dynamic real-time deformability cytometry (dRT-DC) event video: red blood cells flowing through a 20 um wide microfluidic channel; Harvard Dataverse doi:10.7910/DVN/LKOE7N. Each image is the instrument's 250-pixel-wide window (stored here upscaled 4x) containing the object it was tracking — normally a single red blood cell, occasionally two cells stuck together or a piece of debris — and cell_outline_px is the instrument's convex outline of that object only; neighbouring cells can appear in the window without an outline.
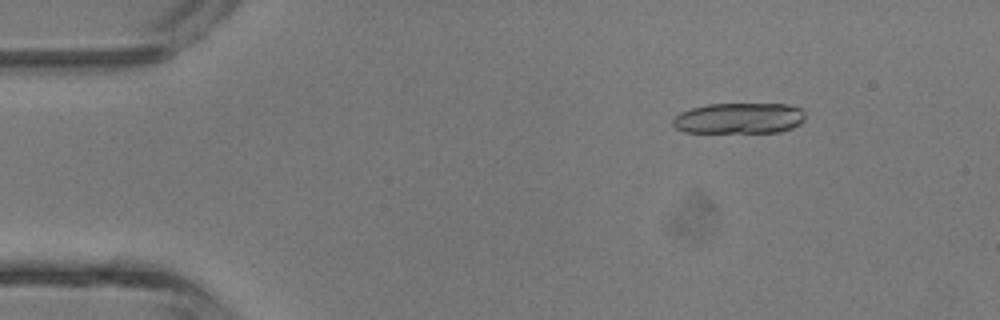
{"species": "common noctule bat (a hibernating species)", "species_latin": "Nyctalus noctula", "temperature_condition": "room temperature", "stored_images_in_passage": 41, "camera_frame_rate_fps": 3000, "um_per_image_px": 0.085, "animal": {"sex": "male", "body_mass_g": 13.3}, "frame": {"image": 1, "passage_image": 3, "time_ms": 0.667, "image_size_px": [1000, 320], "cell_outline_px": [[804, 120], [800, 124], [792, 128], [780, 132], [684, 132], [676, 128], [672, 124], [672, 120], [680, 112], [692, 108], [708, 104], [784, 104], [800, 108], [804, 112]], "centroid_in_image_um": [62.82, 10.05], "position_along_channel_um": 22.2, "area_um2": 23.76}}
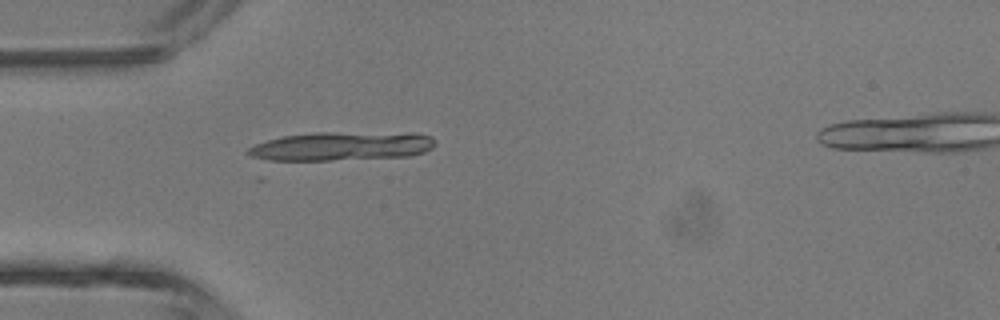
{"frame": {"image": 2, "passage_image": 10, "time_ms": 3.0, "image_size_px": [1000, 320], "cell_outline_px": [[436, 144], [432, 148], [424, 152], [408, 156], [328, 160], [260, 160], [244, 152], [248, 148], [256, 144], [268, 140], [284, 136], [316, 132], [332, 132], [432, 136]], "centroid_in_image_um": [28.9, 12.45], "position_along_channel_um": 56.1, "area_um2": 30.52}, "authors_computed_cell_mechanics": {"area_um2": 23.7558, "velocity_mm_per_s": 4.6802, "shape_relaxation_time_tau1_ms": 10.9239, "shape_relaxation_time_tau2_ms": null, "deformation_change_tau1": 0.2196, "deformation_change_tau2": null}}